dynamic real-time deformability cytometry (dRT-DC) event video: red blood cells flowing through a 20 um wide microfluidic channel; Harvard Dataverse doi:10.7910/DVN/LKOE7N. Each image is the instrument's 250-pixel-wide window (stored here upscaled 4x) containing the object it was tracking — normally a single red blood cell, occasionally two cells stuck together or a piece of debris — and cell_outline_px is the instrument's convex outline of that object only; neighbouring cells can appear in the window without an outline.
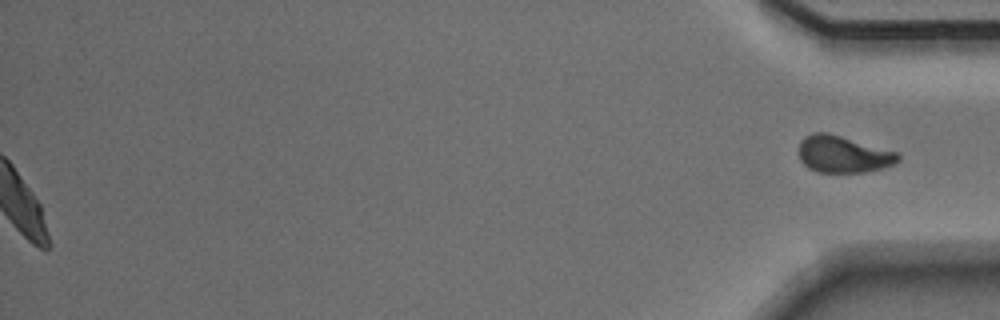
{"species": "Egyptian fruit bat (a non-hibernating species)", "species_latin": "Rousettus aegyptiacus", "temperature_condition": "warm", "stored_images_in_passage": 43, "segment_of_instrument_passage": [2, 2], "camera_frame_rate_fps": 3000, "um_per_image_px": 0.085, "animal": {"sex": "male"}, "frame": {"image": 1, "passage_image": 43, "time_ms": 14.0, "image_size_px": [1000, 320], "cell_outline_px": [[900, 160], [896, 164], [864, 172], [816, 172], [808, 168], [800, 160], [800, 140], [804, 136], [812, 132], [828, 132], [896, 152], [900, 156]], "centroid_in_image_um": [71.64, 13.11], "position_along_channel_um": 363.6, "area_um2": 21.27}}